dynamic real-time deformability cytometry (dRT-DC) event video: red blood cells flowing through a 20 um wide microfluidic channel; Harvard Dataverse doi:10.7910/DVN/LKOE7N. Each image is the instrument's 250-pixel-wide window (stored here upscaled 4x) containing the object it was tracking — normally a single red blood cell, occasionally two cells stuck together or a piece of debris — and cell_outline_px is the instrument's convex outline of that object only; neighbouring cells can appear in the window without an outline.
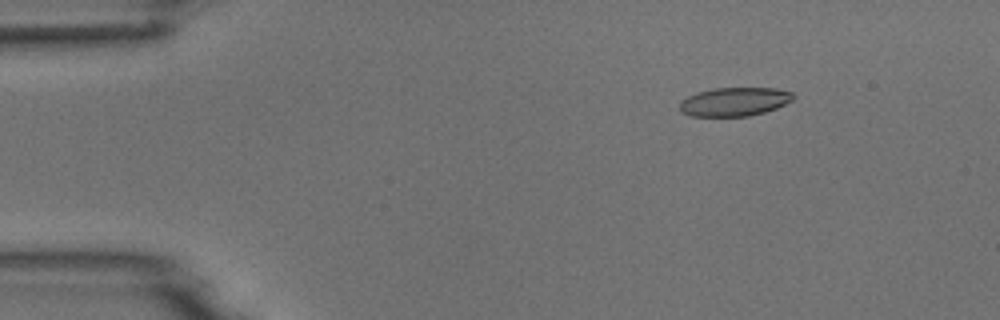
{"species": "common noctule bat (a hibernating species)", "species_latin": "Nyctalus noctula", "temperature_condition": "room temperature", "stored_images_in_passage": 6, "camera_frame_rate_fps": 3000, "um_per_image_px": 0.085, "animal": {"sex": "male", "body_mass_g": 18.8}, "frame": {"image": 1, "passage_image": 2, "time_ms": 1.333, "image_size_px": [1000, 320], "cell_outline_px": [[796, 96], [792, 100], [776, 108], [764, 112], [748, 116], [688, 116], [680, 112], [680, 100], [696, 92], [712, 88], [776, 88], [792, 92]], "centroid_in_image_um": [62.4, 8.64], "position_along_channel_um": 22.6, "area_um2": 19.13}}
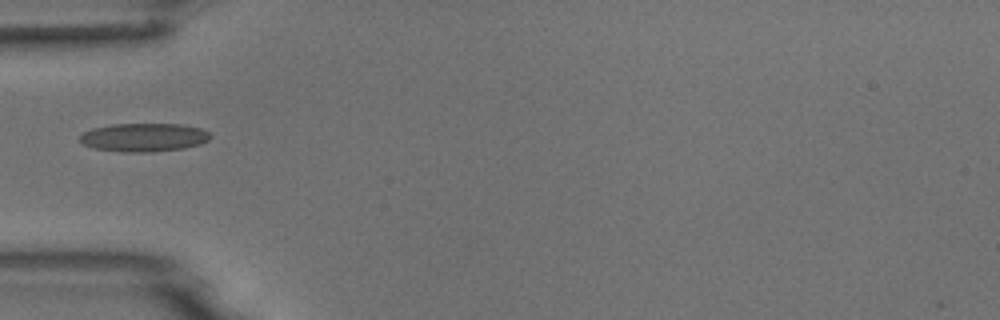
{"frame": {"image": 2, "passage_image": 5, "time_ms": 4.667, "image_size_px": [1000, 320], "cell_outline_px": [[212, 136], [208, 140], [200, 144], [184, 148], [152, 152], [120, 152], [92, 148], [84, 144], [80, 140], [80, 136], [84, 132], [92, 128], [112, 124], [184, 124], [204, 128]], "centroid_in_image_um": [12.26, 11.67], "position_along_channel_um": 72.7, "area_um2": 21.85}}